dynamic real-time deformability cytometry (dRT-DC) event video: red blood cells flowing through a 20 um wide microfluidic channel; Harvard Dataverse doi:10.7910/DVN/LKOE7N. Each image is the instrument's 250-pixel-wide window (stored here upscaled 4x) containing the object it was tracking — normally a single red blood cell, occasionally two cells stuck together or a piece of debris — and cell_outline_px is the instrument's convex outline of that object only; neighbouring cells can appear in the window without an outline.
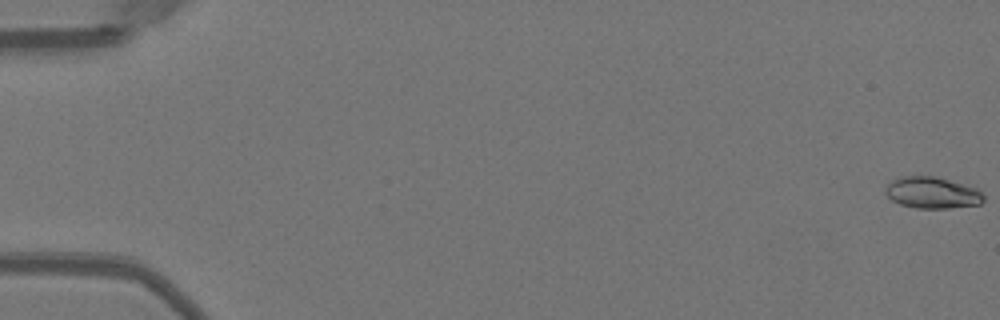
{"species": "Egyptian fruit bat (a non-hibernating species)", "species_latin": "Rousettus aegyptiacus", "temperature_condition": "warm", "stored_images_in_passage": 20, "camera_frame_rate_fps": 3000, "um_per_image_px": 0.085, "animal": {"sex": "female"}, "frame": {"image": 1, "passage_image": 1, "time_ms": 0.0, "image_size_px": [1000, 320], "cell_outline_px": [[984, 200], [980, 204], [948, 208], [916, 208], [900, 204], [892, 200], [884, 192], [888, 184], [892, 180], [900, 176], [936, 176], [976, 188], [984, 196]], "centroid_in_image_um": [79.22, 16.38], "position_along_channel_um": 5.8, "area_um2": 17.92}}
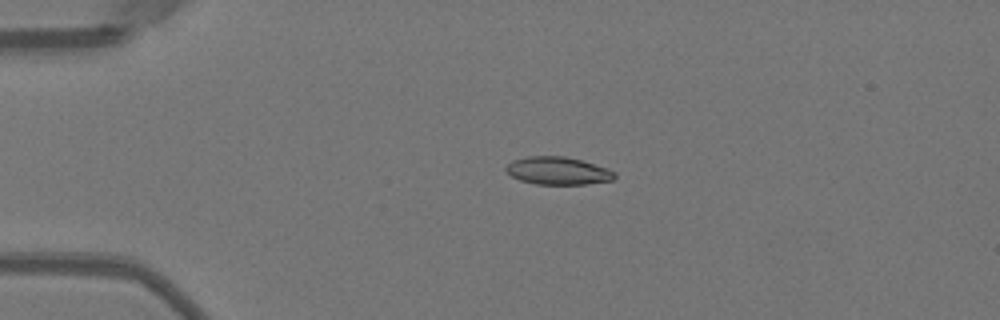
{"frame": {"image": 2, "passage_image": 13, "time_ms": 4.0, "image_size_px": [1000, 320], "cell_outline_px": [[616, 176], [612, 180], [588, 184], [536, 184], [520, 180], [504, 172], [504, 168], [512, 160], [528, 156], [564, 156], [580, 160], [608, 168], [616, 172]], "centroid_in_image_um": [47.4, 14.51], "position_along_channel_um": 37.6, "area_um2": 17.63}}